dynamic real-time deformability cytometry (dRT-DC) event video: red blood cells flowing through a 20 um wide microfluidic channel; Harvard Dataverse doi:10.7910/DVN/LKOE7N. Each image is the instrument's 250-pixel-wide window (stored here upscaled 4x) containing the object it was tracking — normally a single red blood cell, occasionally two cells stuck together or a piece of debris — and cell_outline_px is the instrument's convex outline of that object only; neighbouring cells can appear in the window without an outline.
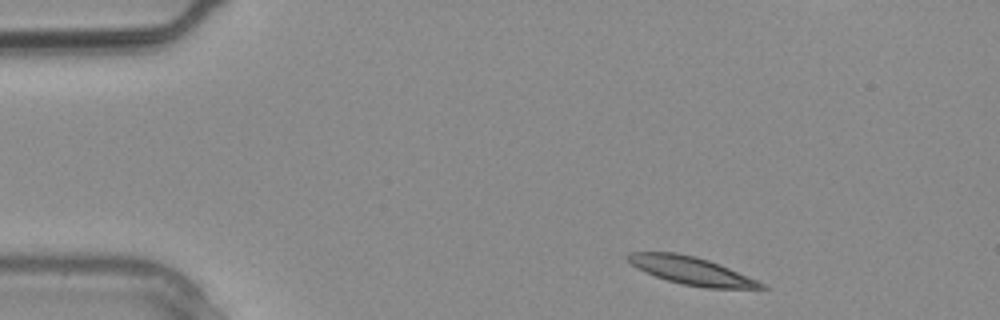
{"species": "common noctule bat (a hibernating species)", "species_latin": "Nyctalus noctula", "temperature_condition": "warm", "stored_images_in_passage": 2, "camera_frame_rate_fps": 3000, "um_per_image_px": 0.085, "animal": {"sex": "male", "body_mass_g": 20.4}, "frame": {"image": 1, "passage_image": 1, "time_ms": 0.0, "image_size_px": [1000, 320], "cell_outline_px": [[768, 288], [704, 288], [680, 284], [656, 276], [632, 264], [624, 256], [628, 252], [676, 252], [696, 256], [720, 264], [748, 276], [764, 284]], "centroid_in_image_um": [58.76, 23.0], "position_along_channel_um": 26.2, "area_um2": 21.39}}